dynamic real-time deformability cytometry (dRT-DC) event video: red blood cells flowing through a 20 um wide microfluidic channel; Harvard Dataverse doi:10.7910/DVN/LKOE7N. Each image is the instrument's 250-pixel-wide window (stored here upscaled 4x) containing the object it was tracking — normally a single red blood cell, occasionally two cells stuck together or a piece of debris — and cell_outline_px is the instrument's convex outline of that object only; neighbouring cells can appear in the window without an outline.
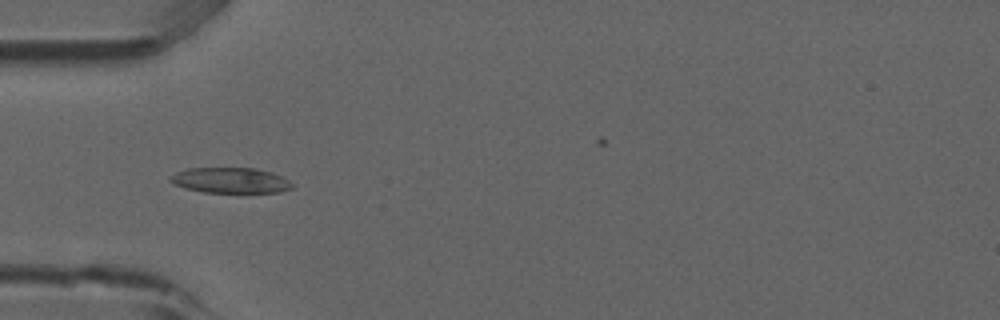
{"species": "common noctule bat (a hibernating species)", "species_latin": "Nyctalus noctula", "temperature_condition": "room temperature", "stored_images_in_passage": 49, "camera_frame_rate_fps": 3000, "um_per_image_px": 0.085, "animal": {"sex": "male", "forearm_length_mm": 52.5}, "frame": {"image": 1, "passage_image": 16, "time_ms": 5.0, "image_size_px": [1000, 320], "cell_outline_px": [[292, 188], [280, 192], [204, 192], [184, 188], [172, 184], [168, 180], [168, 176], [176, 172], [188, 168], [256, 168], [272, 172], [288, 180], [292, 184]], "centroid_in_image_um": [19.53, 15.32], "position_along_channel_um": 65.5, "area_um2": 18.15}}
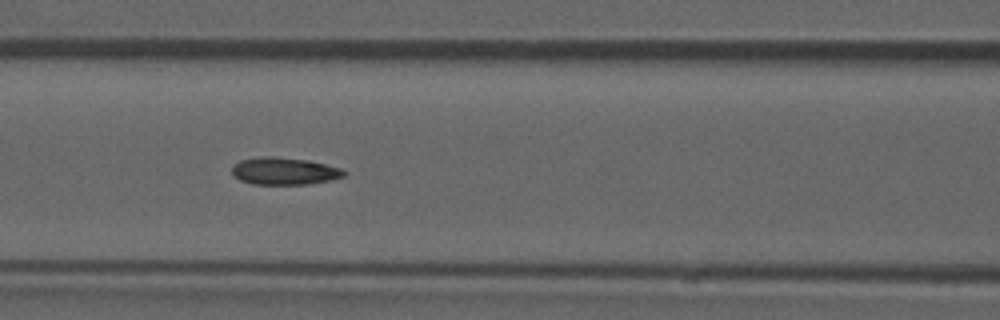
{"frame": {"image": 2, "passage_image": 22, "time_ms": 7.0, "image_size_px": [1000, 320], "cell_outline_px": [[348, 172], [344, 176], [332, 180], [308, 184], [252, 184], [240, 180], [232, 176], [232, 164], [240, 160], [260, 156], [272, 156], [308, 160], [340, 168]], "centroid_in_image_um": [24.13, 14.54], "position_along_channel_um": 142.5, "area_um2": 17.98}}
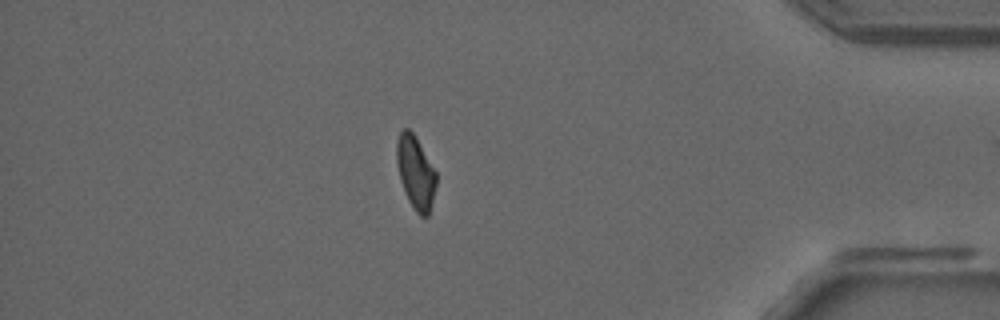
{"frame": {"image": 3, "passage_image": 45, "time_ms": 14.667, "image_size_px": [1000, 320], "cell_outline_px": [[436, 184], [428, 216], [420, 216], [416, 212], [408, 200], [400, 180], [396, 160], [396, 140], [400, 132], [404, 128], [408, 128], [412, 132], [436, 172]], "centroid_in_image_um": [35.3, 14.66], "position_along_channel_um": 399.9, "area_um2": 16.53}, "authors_computed_cell_mechanics": {"area_um2": 17.8024, "velocity_mm_per_s": 3.8692, "shape_relaxation_time_tau1_ms": null, "shape_relaxation_time_tau2_ms": 2.2926, "deformation_change_tau1": null, "deformation_change_tau2": 0.0808}}